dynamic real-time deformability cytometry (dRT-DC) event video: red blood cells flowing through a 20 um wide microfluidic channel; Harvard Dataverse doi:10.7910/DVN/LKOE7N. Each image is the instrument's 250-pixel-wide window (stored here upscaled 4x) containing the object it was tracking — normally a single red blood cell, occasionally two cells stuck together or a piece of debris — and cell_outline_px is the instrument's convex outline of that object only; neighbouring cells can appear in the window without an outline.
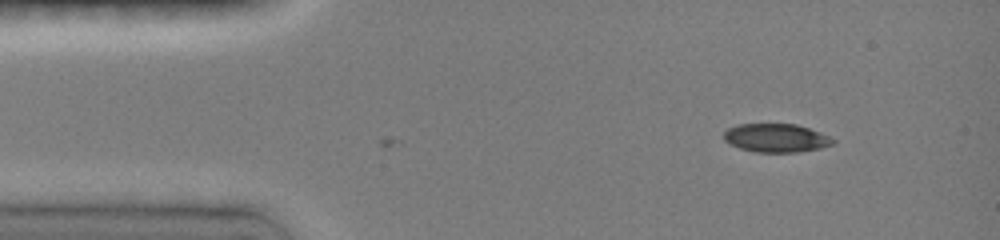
{"species": "common noctule bat (a hibernating species)", "species_latin": "Nyctalus noctula", "temperature_condition": "room temperature", "stored_images_in_passage": 3, "camera_frame_rate_fps": 3000, "um_per_image_px": 0.085, "animal": {"sex": "female", "body_mass_g": 19.0, "forearm_length_mm": 51.5}, "frame": {"image": 1, "passage_image": 3, "time_ms": 2.667, "image_size_px": [1000, 240], "cell_outline_px": [[836, 140], [832, 144], [820, 148], [796, 152], [756, 152], [740, 148], [724, 140], [724, 132], [728, 128], [740, 124], [796, 124], [820, 132]], "centroid_in_image_um": [65.97, 11.72], "position_along_channel_um": 19.0, "area_um2": 17.92}}